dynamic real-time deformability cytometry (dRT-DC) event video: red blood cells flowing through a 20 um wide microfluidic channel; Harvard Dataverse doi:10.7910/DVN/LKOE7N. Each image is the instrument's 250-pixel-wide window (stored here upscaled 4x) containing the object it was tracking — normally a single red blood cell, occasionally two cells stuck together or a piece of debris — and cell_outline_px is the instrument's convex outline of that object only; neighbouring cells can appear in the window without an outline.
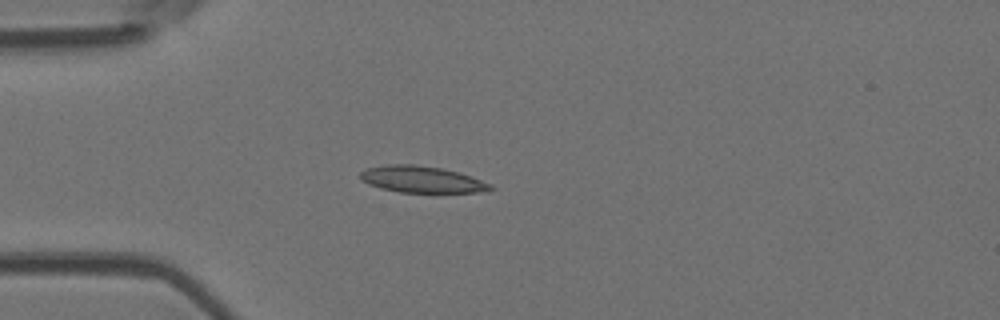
{"species": "Egyptian fruit bat (a non-hibernating species)", "species_latin": "Rousettus aegyptiacus", "temperature_condition": "room temperature", "stored_images_in_passage": 5, "camera_frame_rate_fps": 3000, "um_per_image_px": 0.085, "animal": {"sex": "female"}, "frame": {"image": 1, "passage_image": 5, "time_ms": 4.667, "image_size_px": [1000, 320], "cell_outline_px": [[496, 188], [488, 192], [400, 192], [380, 188], [368, 184], [360, 180], [360, 172], [368, 168], [384, 164], [412, 164], [440, 168], [472, 176], [492, 184]], "centroid_in_image_um": [35.87, 15.25], "position_along_channel_um": 49.1, "area_um2": 20.23}}